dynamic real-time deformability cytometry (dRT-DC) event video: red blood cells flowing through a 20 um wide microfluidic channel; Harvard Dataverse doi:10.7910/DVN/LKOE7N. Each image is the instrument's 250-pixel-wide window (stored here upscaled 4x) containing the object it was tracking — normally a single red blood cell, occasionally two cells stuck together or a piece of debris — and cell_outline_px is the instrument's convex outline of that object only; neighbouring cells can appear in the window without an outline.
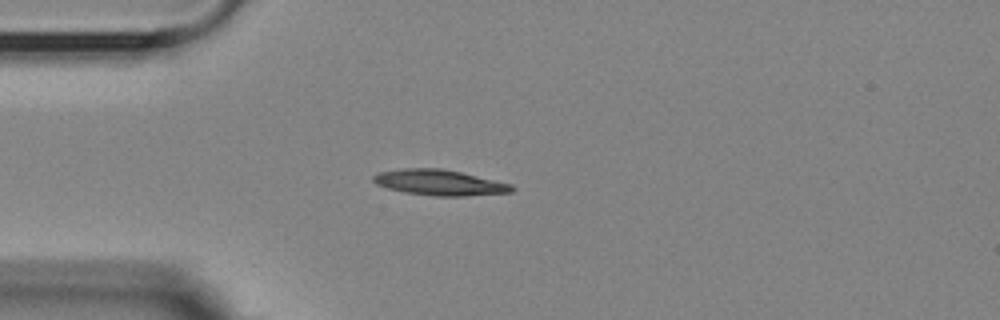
{"species": "Egyptian fruit bat (a non-hibernating species)", "species_latin": "Rousettus aegyptiacus", "temperature_condition": "room temperature", "stored_images_in_passage": 13, "camera_frame_rate_fps": 3000, "um_per_image_px": 0.085, "animal": {"sex": "female"}, "frame": {"image": 1, "passage_image": 1, "time_ms": 0.0, "image_size_px": [1000, 320], "cell_outline_px": [[516, 188], [512, 192], [464, 196], [436, 196], [404, 192], [388, 188], [376, 184], [372, 180], [372, 176], [380, 172], [404, 168], [440, 168], [460, 172], [512, 184]], "centroid_in_image_um": [37.36, 15.52], "position_along_channel_um": 47.6, "area_um2": 20.58}}
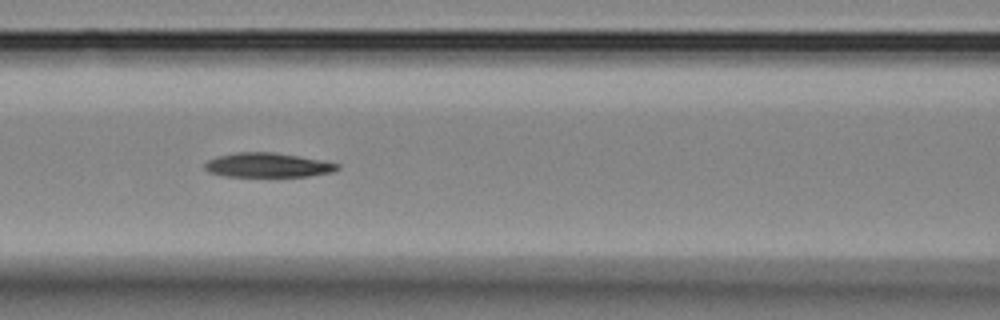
{"frame": {"image": 2, "passage_image": 10, "time_ms": 3.0, "image_size_px": [1000, 320], "cell_outline_px": [[340, 168], [336, 172], [308, 176], [224, 176], [208, 172], [204, 168], [204, 164], [208, 160], [216, 156], [236, 152], [276, 152], [320, 160], [340, 164]], "centroid_in_image_um": [22.76, 14.03], "position_along_channel_um": 143.8, "area_um2": 18.96}}
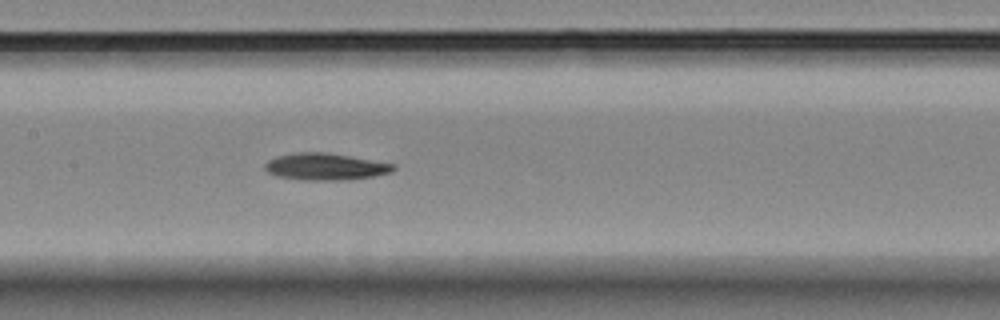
{"frame": {"image": 3, "passage_image": 13, "time_ms": 4.0, "image_size_px": [1000, 320], "cell_outline_px": [[396, 168], [392, 172], [372, 176], [344, 180], [304, 180], [276, 176], [268, 172], [264, 168], [264, 164], [268, 160], [276, 156], [296, 152], [324, 152], [396, 164]], "centroid_in_image_um": [27.63, 14.16], "position_along_channel_um": 179.8, "area_um2": 20.06}}